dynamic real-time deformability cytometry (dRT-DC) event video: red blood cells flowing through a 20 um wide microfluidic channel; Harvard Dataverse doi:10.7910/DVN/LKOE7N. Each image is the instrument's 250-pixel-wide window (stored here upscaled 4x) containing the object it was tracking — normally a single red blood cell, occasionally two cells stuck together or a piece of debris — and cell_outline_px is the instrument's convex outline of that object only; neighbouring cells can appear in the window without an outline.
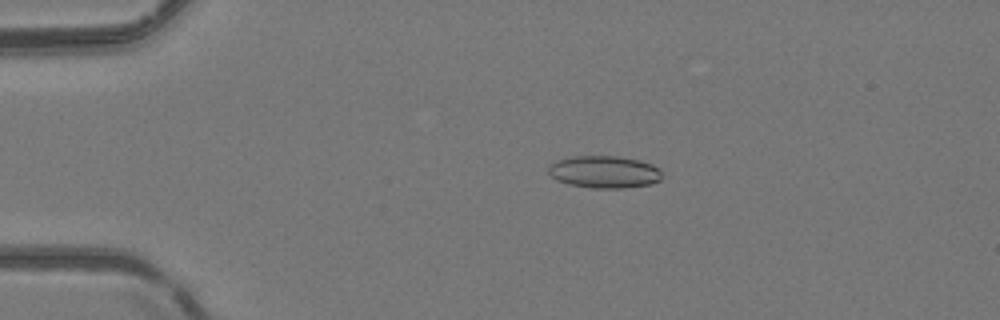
{"species": "common noctule bat (a hibernating species)", "species_latin": "Nyctalus noctula", "temperature_condition": "room temperature", "stored_images_in_passage": 51, "camera_frame_rate_fps": 3000, "um_per_image_px": 0.085, "animal": {"sex": "female", "body_mass_g": 24.6, "forearm_length_mm": 56.2}, "frame": {"image": 1, "passage_image": 12, "time_ms": 3.667, "image_size_px": [1000, 320], "cell_outline_px": [[660, 180], [652, 184], [624, 188], [592, 188], [568, 184], [556, 180], [548, 172], [548, 164], [556, 160], [572, 156], [616, 156], [640, 160], [652, 164], [660, 168]], "centroid_in_image_um": [51.34, 14.61], "position_along_channel_um": 33.7, "area_um2": 21.56}}
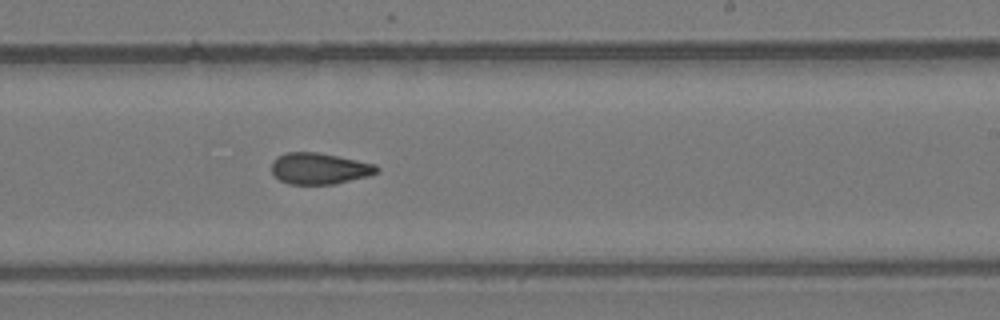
{"frame": {"image": 2, "passage_image": 32, "time_ms": 10.333, "image_size_px": [1000, 320], "cell_outline_px": [[380, 168], [376, 172], [368, 176], [336, 184], [288, 184], [280, 180], [272, 172], [272, 160], [276, 156], [284, 152], [316, 152], [376, 164]], "centroid_in_image_um": [27.12, 14.32], "position_along_channel_um": 261.9, "area_um2": 19.19}}
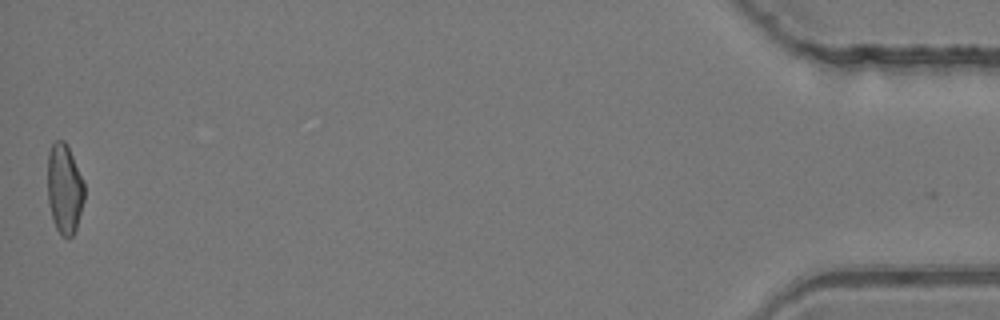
{"frame": {"image": 3, "passage_image": 51, "time_ms": 16.667, "image_size_px": [1000, 320], "cell_outline_px": [[84, 200], [76, 228], [72, 236], [60, 236], [52, 220], [48, 204], [48, 152], [52, 144], [56, 140], [64, 140], [84, 180]], "centroid_in_image_um": [5.47, 16.06], "position_along_channel_um": 429.7, "area_um2": 19.25}, "authors_computed_cell_mechanics": {"area_um2": 19.8254, "velocity_mm_per_s": 4.207, "shape_relaxation_time_tau1_ms": null, "shape_relaxation_time_tau2_ms": 3.2401, "deformation_change_tau1": null, "deformation_change_tau2": 0.096}}